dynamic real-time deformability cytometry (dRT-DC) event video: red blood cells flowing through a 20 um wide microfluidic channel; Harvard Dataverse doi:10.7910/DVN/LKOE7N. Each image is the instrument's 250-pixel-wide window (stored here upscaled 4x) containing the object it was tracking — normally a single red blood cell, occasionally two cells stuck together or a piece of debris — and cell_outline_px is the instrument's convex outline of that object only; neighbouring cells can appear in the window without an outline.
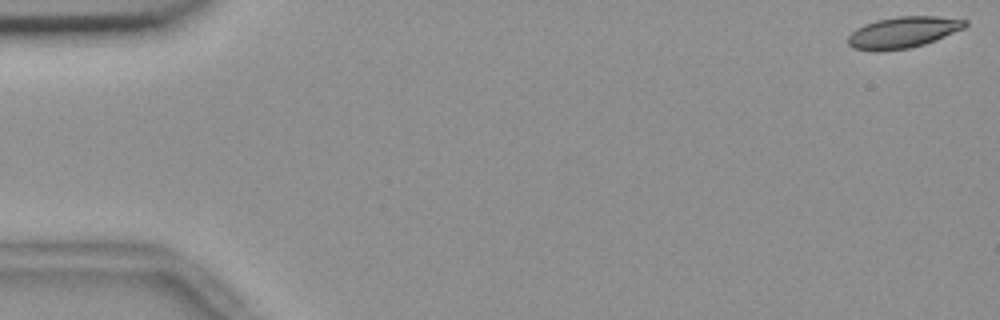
{"species": "common noctule bat (a hibernating species)", "species_latin": "Nyctalus noctula", "temperature_condition": "room temperature", "stored_images_in_passage": 55, "camera_frame_rate_fps": 3000, "um_per_image_px": 0.085, "animal": {"sex": "female", "body_mass_g": 18.4}, "frame": {"image": 1, "passage_image": 1, "time_ms": 0.0, "image_size_px": [1000, 320], "cell_outline_px": [[968, 24], [964, 28], [936, 40], [924, 44], [908, 48], [880, 52], [876, 52], [852, 48], [848, 44], [848, 36], [856, 28], [864, 24], [876, 20], [896, 16], [936, 16], [968, 20]], "centroid_in_image_um": [76.74, 2.75], "position_along_channel_um": 8.3, "area_um2": 21.56}}
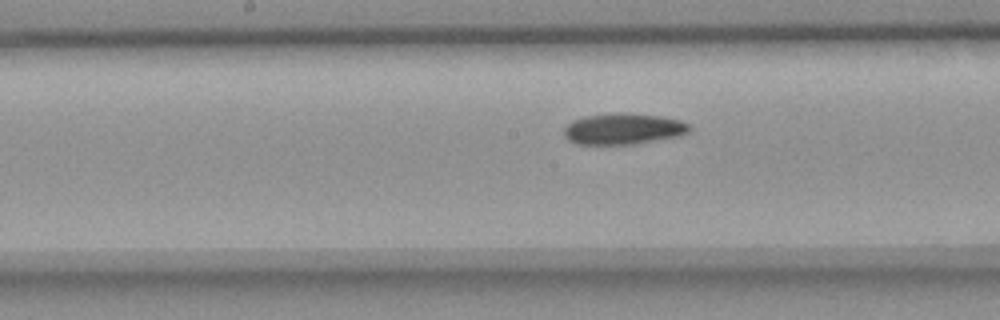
{"frame": {"image": 2, "passage_image": 28, "time_ms": 9.0, "image_size_px": [1000, 320], "cell_outline_px": [[692, 128], [688, 132], [680, 136], [632, 144], [580, 144], [568, 140], [564, 136], [564, 128], [572, 120], [584, 116], [616, 112], [624, 112], [660, 116], [680, 120], [692, 124]], "centroid_in_image_um": [53.0, 10.94], "position_along_channel_um": 195.2, "area_um2": 22.95}}
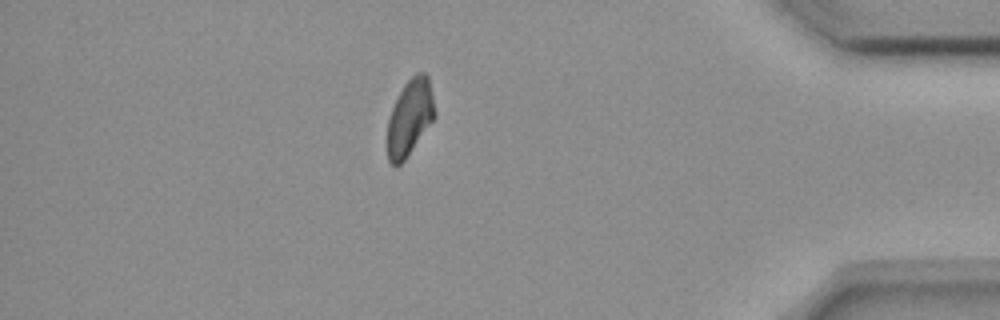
{"frame": {"image": 3, "passage_image": 48, "time_ms": 15.667, "image_size_px": [1000, 320], "cell_outline_px": [[436, 116], [404, 160], [396, 168], [388, 160], [388, 120], [392, 108], [404, 84], [416, 72], [424, 72], [428, 76]], "centroid_in_image_um": [34.83, 9.98], "position_along_channel_um": 400.4, "area_um2": 20.63}, "authors_computed_cell_mechanics": {"area_um2": 22.0218, "velocity_mm_per_s": 3.661, "shape_relaxation_time_tau1_ms": 7.5238, "shape_relaxation_time_tau2_ms": null, "deformation_change_tau1": 0.1566, "deformation_change_tau2": null}}